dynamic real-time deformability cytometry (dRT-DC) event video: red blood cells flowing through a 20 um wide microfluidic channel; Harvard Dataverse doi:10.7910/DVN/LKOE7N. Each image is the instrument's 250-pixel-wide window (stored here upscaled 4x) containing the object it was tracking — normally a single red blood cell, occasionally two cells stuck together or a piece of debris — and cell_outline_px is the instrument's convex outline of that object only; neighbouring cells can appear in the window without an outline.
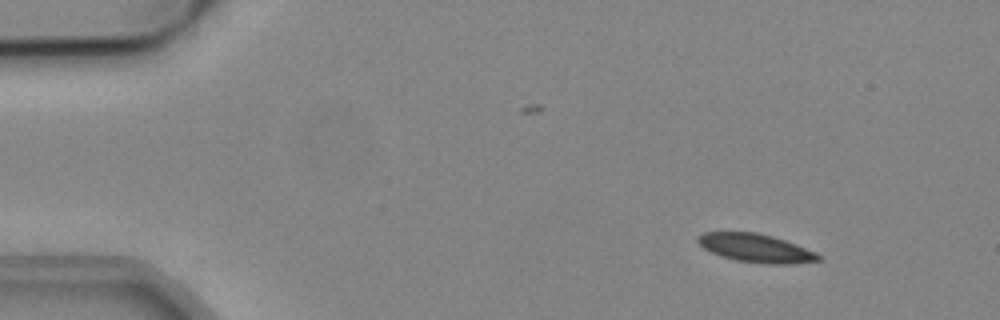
{"species": "common noctule bat (a hibernating species)", "species_latin": "Nyctalus noctula", "temperature_condition": "cold", "stored_images_in_passage": 48, "camera_frame_rate_fps": 3000, "um_per_image_px": 0.085, "animal": {"sex": "male", "body_mass_g": 19.2, "forearm_length_mm": 51.8}, "frame": {"image": 1, "passage_image": 1, "time_ms": 0.0, "image_size_px": [1000, 320], "cell_outline_px": [[820, 260], [788, 264], [764, 264], [736, 260], [720, 256], [704, 248], [696, 240], [704, 232], [756, 232], [772, 236], [796, 244], [816, 252], [820, 256]], "centroid_in_image_um": [64.25, 21.09], "position_along_channel_um": 20.8, "area_um2": 19.77}}
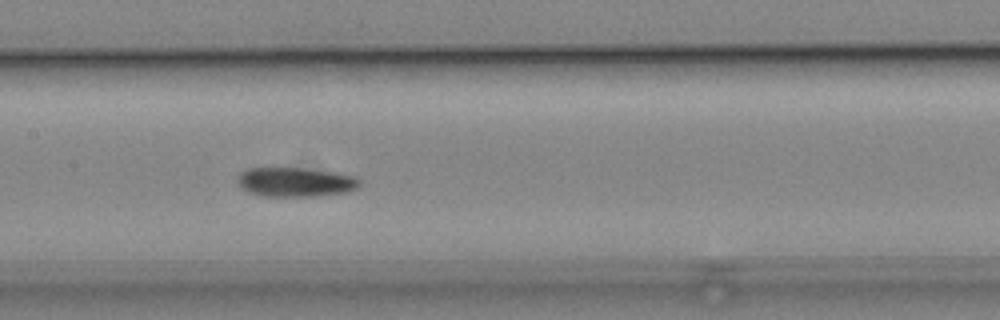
{"frame": {"image": 2, "passage_image": 21, "time_ms": 6.667, "image_size_px": [1000, 320], "cell_outline_px": [[360, 184], [356, 188], [348, 192], [316, 196], [264, 196], [252, 192], [244, 188], [236, 180], [236, 176], [240, 172], [248, 168], [304, 168], [332, 172], [356, 176], [360, 180]], "centroid_in_image_um": [25.13, 15.47], "position_along_channel_um": 182.3, "area_um2": 20.75}}
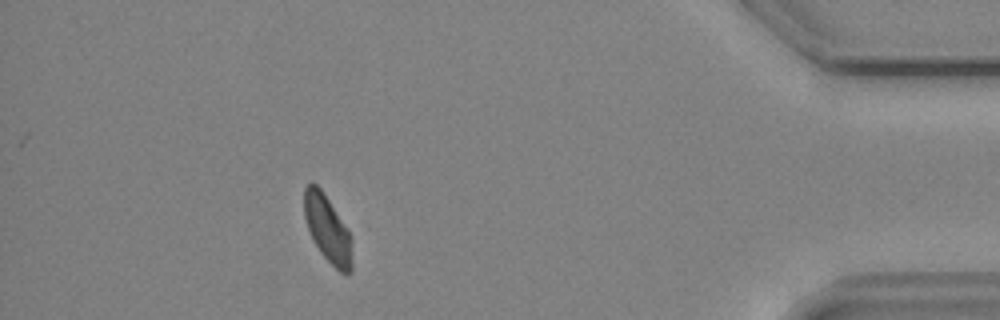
{"frame": {"image": 3, "passage_image": 43, "time_ms": 14.0, "image_size_px": [1000, 320], "cell_outline_px": [[352, 272], [348, 276], [344, 276], [320, 252], [312, 240], [304, 216], [304, 188], [312, 180], [320, 188], [348, 228], [352, 260]], "centroid_in_image_um": [27.83, 19.47], "position_along_channel_um": 407.4, "area_um2": 18.67}, "authors_computed_cell_mechanics": {"area_um2": 20.6346, "velocity_mm_per_s": 3.7946, "shape_relaxation_time_tau1_ms": 6.9177, "shape_relaxation_time_tau2_ms": null, "deformation_change_tau1": 0.1121, "deformation_change_tau2": null}}